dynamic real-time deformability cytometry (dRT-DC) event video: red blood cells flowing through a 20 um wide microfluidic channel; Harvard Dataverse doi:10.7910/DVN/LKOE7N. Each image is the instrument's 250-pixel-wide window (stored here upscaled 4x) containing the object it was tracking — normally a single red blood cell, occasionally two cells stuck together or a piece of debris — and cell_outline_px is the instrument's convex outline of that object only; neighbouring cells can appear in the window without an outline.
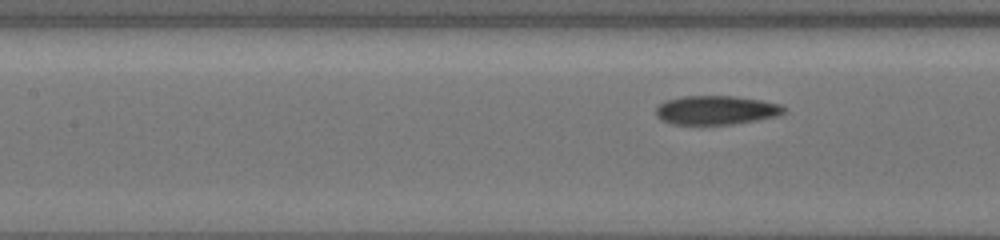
{"species": "common noctule bat (a hibernating species)", "species_latin": "Nyctalus noctula", "temperature_condition": "cold", "stored_images_in_passage": 8, "segment_of_instrument_passage": [2, 2], "camera_frame_rate_fps": 3000, "um_per_image_px": 0.085, "animal": {"sex": "female", "body_mass_g": 19.5, "forearm_length_mm": 54.1}, "frame": {"image": 1, "passage_image": 8, "time_ms": 6.333, "image_size_px": [1000, 240], "cell_outline_px": [[784, 112], [780, 116], [732, 124], [672, 124], [656, 116], [656, 108], [660, 104], [668, 100], [680, 96], [736, 96], [760, 100], [780, 104], [784, 108]], "centroid_in_image_um": [60.89, 9.36], "position_along_channel_um": 146.5, "area_um2": 21.44}}